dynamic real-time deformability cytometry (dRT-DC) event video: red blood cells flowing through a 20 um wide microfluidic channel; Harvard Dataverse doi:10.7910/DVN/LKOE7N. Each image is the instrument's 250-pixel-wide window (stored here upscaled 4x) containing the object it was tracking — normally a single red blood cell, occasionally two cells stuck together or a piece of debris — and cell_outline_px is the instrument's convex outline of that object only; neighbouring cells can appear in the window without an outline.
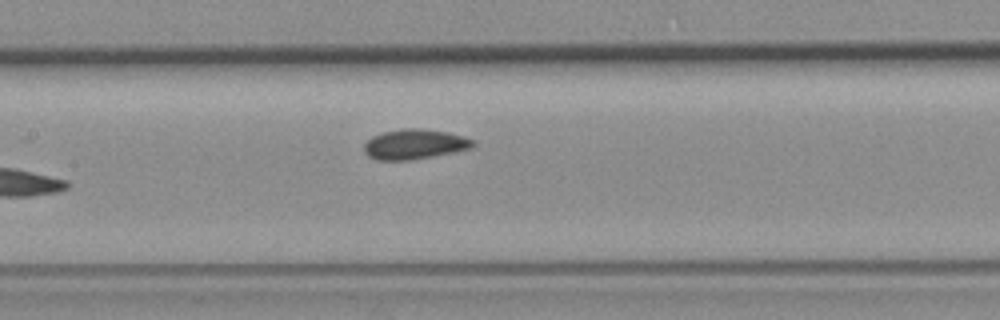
{"species": "common noctule bat (a hibernating species)", "species_latin": "Nyctalus noctula", "temperature_condition": "room temperature", "stored_images_in_passage": 8, "camera_frame_rate_fps": 3000, "um_per_image_px": 0.085, "animal": {"sex": "female", "body_mass_g": 19.3, "forearm_length_mm": 54.1}, "frame": {"image": 1, "passage_image": 8, "time_ms": 8.333, "image_size_px": [1000, 320], "cell_outline_px": [[476, 144], [468, 148], [452, 152], [432, 156], [408, 160], [376, 160], [368, 156], [364, 152], [364, 144], [372, 136], [384, 132], [404, 128], [420, 128], [444, 132], [460, 136], [472, 140]], "centroid_in_image_um": [35.16, 12.26], "position_along_channel_um": 172.2, "area_um2": 18.61}}